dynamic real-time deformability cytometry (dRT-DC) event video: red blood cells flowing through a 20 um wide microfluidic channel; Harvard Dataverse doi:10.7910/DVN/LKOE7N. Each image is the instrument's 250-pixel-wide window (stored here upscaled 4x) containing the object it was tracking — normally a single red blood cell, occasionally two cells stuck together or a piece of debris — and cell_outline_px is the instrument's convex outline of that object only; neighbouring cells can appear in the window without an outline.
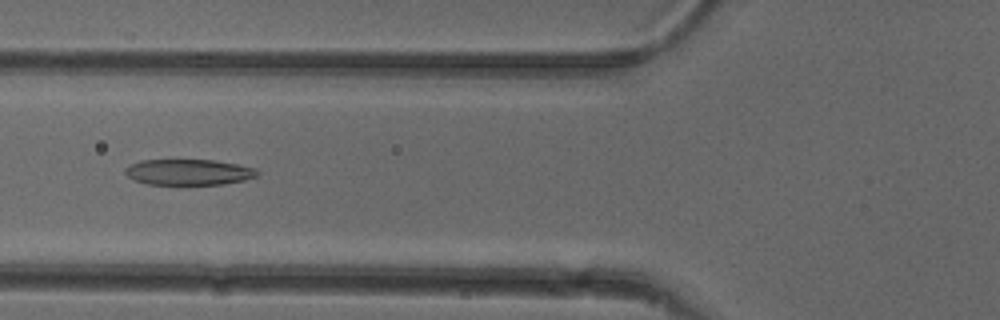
{"species": "common noctule bat (a hibernating species)", "species_latin": "Nyctalus noctula", "temperature_condition": "cold", "stored_images_in_passage": 39, "camera_frame_rate_fps": 3000, "um_per_image_px": 0.085, "animal": {"sex": "female"}, "frame": {"image": 1, "passage_image": 14, "time_ms": 4.333, "image_size_px": [1000, 320], "cell_outline_px": [[260, 172], [256, 176], [244, 180], [224, 184], [148, 184], [136, 180], [128, 176], [124, 172], [124, 168], [140, 160], [216, 160], [256, 168]], "centroid_in_image_um": [16.05, 14.62], "position_along_channel_um": 109.7, "area_um2": 19.77}}
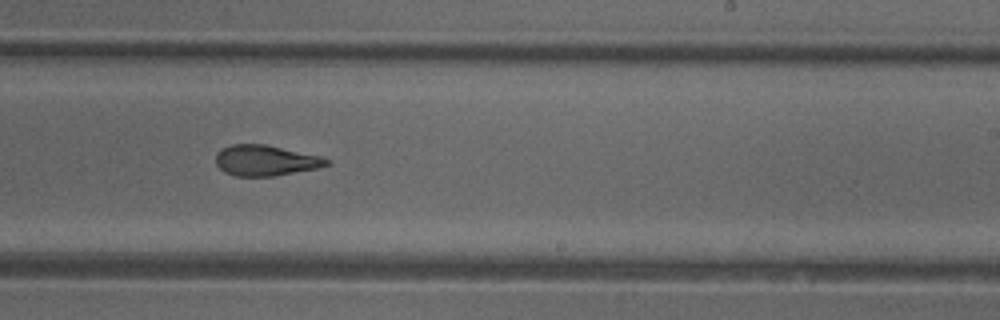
{"frame": {"image": 2, "passage_image": 26, "time_ms": 8.333, "image_size_px": [1000, 320], "cell_outline_px": [[332, 164], [316, 168], [272, 176], [236, 176], [224, 172], [216, 164], [216, 152], [220, 148], [232, 144], [264, 144], [320, 156], [332, 160]], "centroid_in_image_um": [22.55, 13.63], "position_along_channel_um": 266.4, "area_um2": 19.77}}
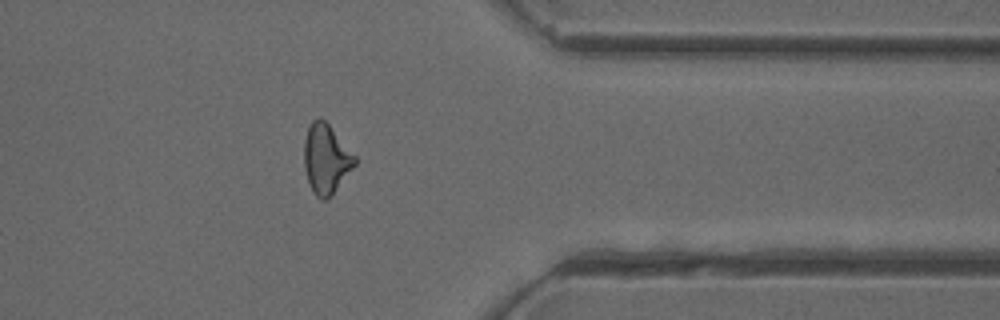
{"frame": {"image": 3, "passage_image": 36, "time_ms": 11.667, "image_size_px": [1000, 320], "cell_outline_px": [[356, 164], [336, 188], [324, 200], [316, 196], [312, 192], [308, 184], [304, 168], [304, 140], [308, 128], [312, 120], [320, 116], [328, 124], [356, 156]], "centroid_in_image_um": [27.68, 13.48], "position_along_channel_um": 383.7, "area_um2": 20.29}, "authors_computed_cell_mechanics": {"area_um2": 20.7502, "velocity_mm_per_s": 3.9021, "shape_relaxation_time_tau1_ms": 7.405, "shape_relaxation_time_tau2_ms": 1.9864, "deformation_change_tau1": 0.1939, "deformation_change_tau2": 0.1077}}